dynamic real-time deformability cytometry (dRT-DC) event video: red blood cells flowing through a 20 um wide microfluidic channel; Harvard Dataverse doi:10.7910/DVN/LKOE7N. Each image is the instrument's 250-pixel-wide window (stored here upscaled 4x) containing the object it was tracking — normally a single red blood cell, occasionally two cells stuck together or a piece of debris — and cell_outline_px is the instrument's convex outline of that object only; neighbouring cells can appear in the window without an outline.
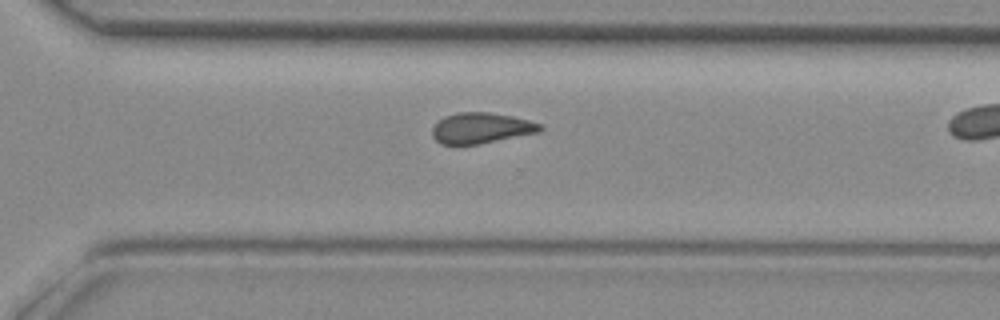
{"species": "common noctule bat (a hibernating species)", "species_latin": "Nyctalus noctula", "temperature_condition": "room temperature", "stored_images_in_passage": 25, "camera_frame_rate_fps": 3000, "um_per_image_px": 0.085, "animal": {"sex": "female", "body_mass_g": 29.2, "forearm_length_mm": 56.3}, "frame": {"image": 1, "passage_image": 22, "time_ms": 7.0, "image_size_px": [1000, 320], "cell_outline_px": [[544, 128], [540, 132], [480, 144], [440, 144], [432, 136], [432, 128], [444, 116], [456, 112], [488, 112], [512, 116], [528, 120], [540, 124]], "centroid_in_image_um": [40.9, 10.88], "position_along_channel_um": 329.7, "area_um2": 19.31}}